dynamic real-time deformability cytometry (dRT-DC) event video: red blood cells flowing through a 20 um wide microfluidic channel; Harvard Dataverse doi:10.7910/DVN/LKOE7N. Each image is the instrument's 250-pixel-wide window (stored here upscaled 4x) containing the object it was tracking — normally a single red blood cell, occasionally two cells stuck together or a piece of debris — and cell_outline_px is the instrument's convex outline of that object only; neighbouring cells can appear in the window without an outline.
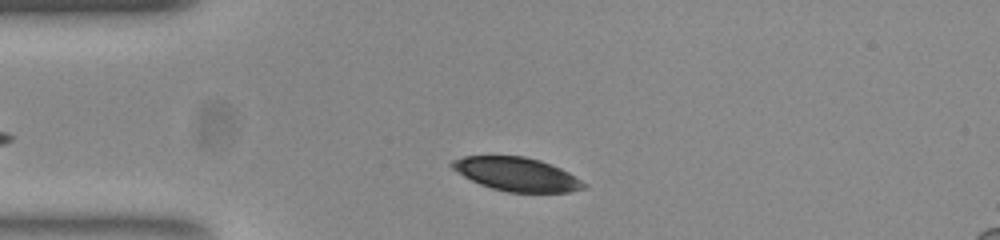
{"species": "common noctule bat (a hibernating species)", "species_latin": "Nyctalus noctula", "temperature_condition": "room temperature", "stored_images_in_passage": 40, "camera_frame_rate_fps": 3000, "um_per_image_px": 0.085, "animal": {"sex": "female", "body_mass_g": 23.0, "forearm_length_mm": 53.4}, "frame": {"image": 1, "passage_image": 4, "time_ms": 1.0, "image_size_px": [1000, 240], "cell_outline_px": [[584, 188], [568, 192], [508, 192], [492, 188], [480, 184], [464, 176], [452, 168], [448, 164], [452, 160], [464, 156], [524, 156], [540, 160], [560, 168], [568, 172], [580, 180], [584, 184]], "centroid_in_image_um": [43.88, 14.8], "position_along_channel_um": 41.1, "area_um2": 25.49}}
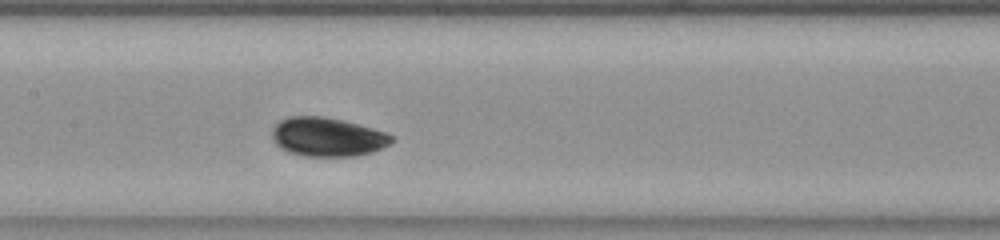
{"frame": {"image": 2, "passage_image": 17, "time_ms": 5.333, "image_size_px": [1000, 240], "cell_outline_px": [[392, 140], [388, 144], [372, 152], [356, 156], [304, 156], [288, 152], [280, 148], [276, 144], [272, 136], [272, 132], [276, 124], [280, 120], [292, 116], [320, 116], [340, 120], [356, 124], [384, 132], [392, 136]], "centroid_in_image_um": [27.78, 11.65], "position_along_channel_um": 179.6, "area_um2": 26.65}}
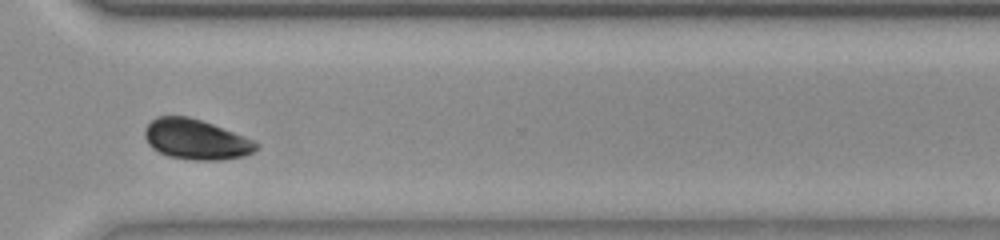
{"frame": {"image": 3, "passage_image": 31, "time_ms": 10.0, "image_size_px": [1000, 240], "cell_outline_px": [[256, 148], [252, 152], [244, 156], [220, 160], [196, 160], [168, 156], [152, 148], [148, 144], [144, 132], [148, 124], [156, 116], [188, 116], [212, 124], [252, 140], [256, 144]], "centroid_in_image_um": [16.6, 11.85], "position_along_channel_um": 354.0, "area_um2": 25.61}, "authors_computed_cell_mechanics": {"area_um2": 25.7499, "velocity_mm_per_s": 3.7357, "shape_relaxation_time_tau1_ms": 1.866, "shape_relaxation_time_tau2_ms": 2.9384, "deformation_change_tau1": 0.1053, "deformation_change_tau2": 0.0556}}